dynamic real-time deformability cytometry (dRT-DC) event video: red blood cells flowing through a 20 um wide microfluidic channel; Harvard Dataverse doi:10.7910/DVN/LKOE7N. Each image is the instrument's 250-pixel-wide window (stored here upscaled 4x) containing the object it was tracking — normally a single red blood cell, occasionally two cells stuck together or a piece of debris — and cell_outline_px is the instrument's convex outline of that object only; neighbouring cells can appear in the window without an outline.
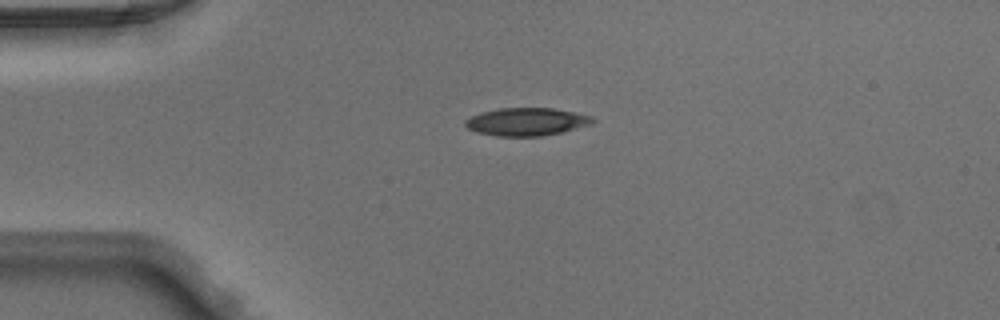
{"species": "Egyptian fruit bat (a non-hibernating species)", "species_latin": "Rousettus aegyptiacus", "temperature_condition": "warm", "stored_images_in_passage": 48, "camera_frame_rate_fps": 3000, "um_per_image_px": 0.085, "animal": {"sex": "male"}, "frame": {"image": 1, "passage_image": 11, "time_ms": 3.333, "image_size_px": [1000, 320], "cell_outline_px": [[596, 120], [592, 124], [564, 132], [540, 136], [496, 136], [476, 132], [468, 128], [464, 124], [464, 120], [480, 112], [500, 108], [552, 108], [592, 116]], "centroid_in_image_um": [44.76, 10.35], "position_along_channel_um": 40.2, "area_um2": 20.75}}
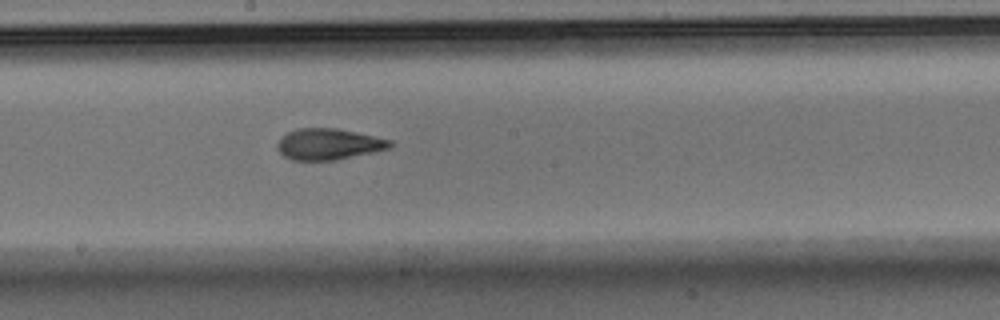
{"frame": {"image": 2, "passage_image": 26, "time_ms": 8.333, "image_size_px": [1000, 320], "cell_outline_px": [[392, 148], [336, 160], [292, 160], [284, 156], [276, 148], [276, 144], [280, 136], [296, 128], [336, 128], [392, 140]], "centroid_in_image_um": [27.9, 12.25], "position_along_channel_um": 220.3, "area_um2": 20.58}}
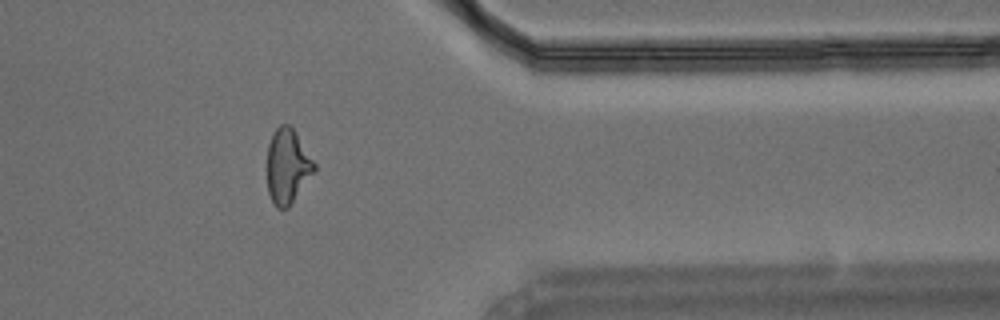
{"frame": {"image": 3, "passage_image": 39, "time_ms": 12.667, "image_size_px": [1000, 320], "cell_outline_px": [[316, 168], [288, 208], [276, 208], [268, 192], [268, 144], [272, 132], [280, 124], [288, 124], [292, 128], [316, 164]], "centroid_in_image_um": [24.42, 14.12], "position_along_channel_um": 387.0, "area_um2": 20.11}}